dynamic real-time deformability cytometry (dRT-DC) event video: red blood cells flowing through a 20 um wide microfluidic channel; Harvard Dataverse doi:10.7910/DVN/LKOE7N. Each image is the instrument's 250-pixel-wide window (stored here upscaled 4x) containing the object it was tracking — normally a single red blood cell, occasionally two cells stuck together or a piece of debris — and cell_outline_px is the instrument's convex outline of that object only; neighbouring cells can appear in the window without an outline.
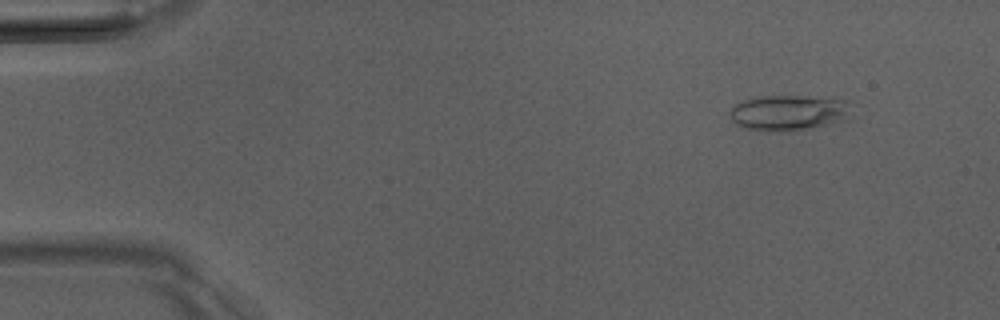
{"species": "Egyptian fruit bat (a non-hibernating species)", "species_latin": "Rousettus aegyptiacus", "temperature_condition": "room temperature", "stored_images_in_passage": 46, "camera_frame_rate_fps": 3000, "um_per_image_px": 0.085, "animal": {"sex": "male"}, "frame": {"image": 1, "passage_image": 1, "time_ms": 0.0, "image_size_px": [1000, 320], "cell_outline_px": [[848, 116], [844, 120], [804, 128], [772, 132], [768, 132], [744, 128], [736, 124], [732, 120], [728, 112], [732, 104], [752, 96], [832, 96], [848, 100]], "centroid_in_image_um": [66.95, 9.54], "position_along_channel_um": 18.1, "area_um2": 25.43}}
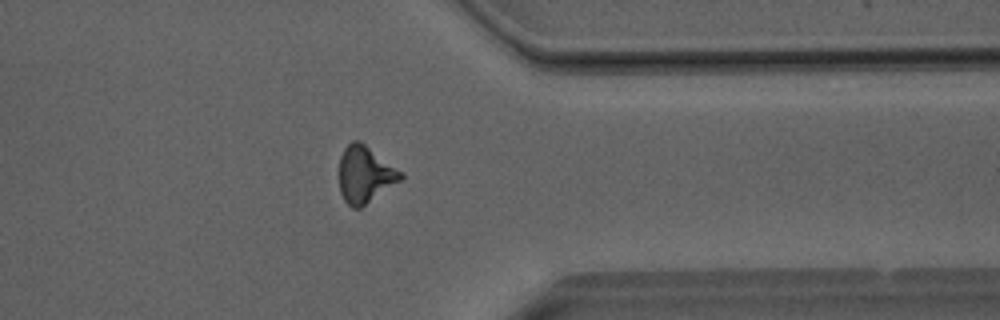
{"frame": {"image": 2, "passage_image": 36, "time_ms": 11.667, "image_size_px": [1000, 320], "cell_outline_px": [[404, 176], [400, 180], [360, 208], [352, 208], [344, 200], [340, 192], [340, 156], [344, 148], [352, 140], [360, 140], [404, 172]], "centroid_in_image_um": [31.03, 14.8], "position_along_channel_um": 380.4, "area_um2": 20.29}}
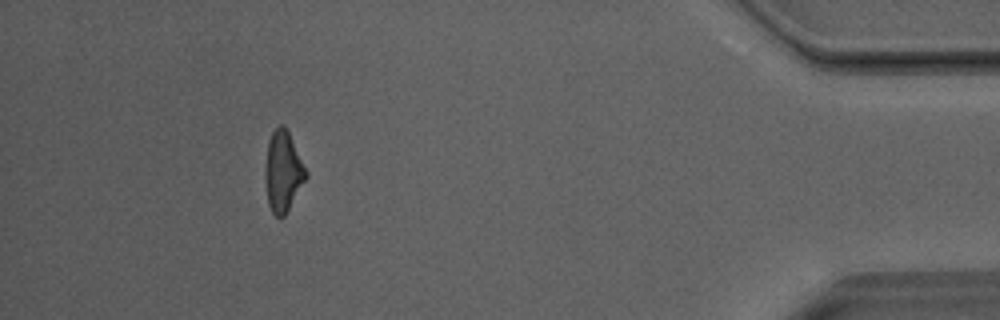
{"frame": {"image": 3, "passage_image": 42, "time_ms": 13.667, "image_size_px": [1000, 320], "cell_outline_px": [[308, 176], [284, 216], [280, 220], [272, 212], [268, 204], [268, 140], [272, 132], [280, 124], [284, 124], [308, 172]], "centroid_in_image_um": [24.12, 14.58], "position_along_channel_um": 411.1, "area_um2": 18.21}, "authors_computed_cell_mechanics": {"area_um2": 20.1722, "velocity_mm_per_s": 4.0613, "shape_relaxation_time_tau1_ms": 9.93, "shape_relaxation_time_tau2_ms": 3.6827, "deformation_change_tau1": 0.2591, "deformation_change_tau2": 0.1515}}